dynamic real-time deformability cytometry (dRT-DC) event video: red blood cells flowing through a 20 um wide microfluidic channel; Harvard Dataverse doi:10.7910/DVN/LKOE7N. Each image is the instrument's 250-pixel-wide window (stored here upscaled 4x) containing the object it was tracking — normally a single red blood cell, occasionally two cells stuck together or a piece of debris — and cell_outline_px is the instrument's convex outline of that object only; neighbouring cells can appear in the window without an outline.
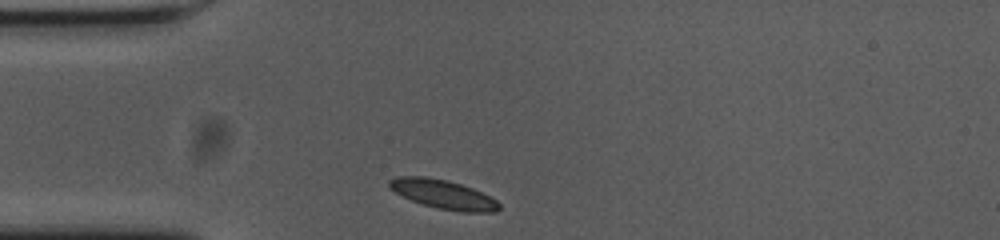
{"species": "common noctule bat (a hibernating species)", "species_latin": "Nyctalus noctula", "temperature_condition": "cold", "stored_images_in_passage": 31, "camera_frame_rate_fps": 3000, "um_per_image_px": 0.085, "animal": {"sex": "female", "body_mass_g": 23.0, "forearm_length_mm": 53.4}, "frame": {"image": 1, "passage_image": 1, "time_ms": 0.0, "image_size_px": [1000, 240], "cell_outline_px": [[500, 208], [496, 212], [464, 212], [436, 208], [412, 200], [388, 188], [388, 180], [396, 176], [424, 176], [448, 180], [472, 188], [496, 200], [500, 204]], "centroid_in_image_um": [37.65, 16.51], "position_along_channel_um": 47.3, "area_um2": 18.44}}
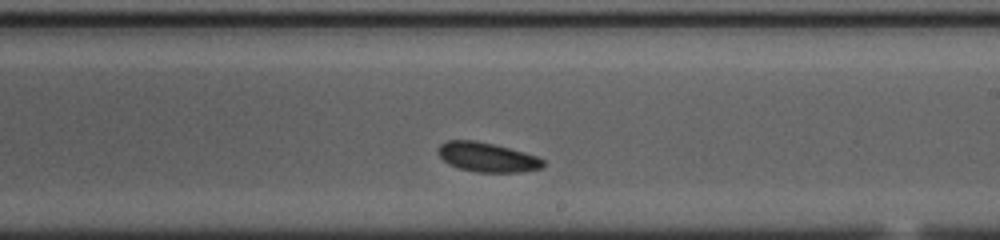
{"frame": {"image": 2, "passage_image": 19, "time_ms": 6.0, "image_size_px": [1000, 240], "cell_outline_px": [[544, 164], [540, 168], [516, 172], [476, 172], [460, 168], [448, 164], [436, 152], [436, 148], [440, 144], [448, 140], [476, 140], [524, 152], [536, 156], [544, 160]], "centroid_in_image_um": [41.35, 13.35], "position_along_channel_um": 247.7, "area_um2": 17.86}}
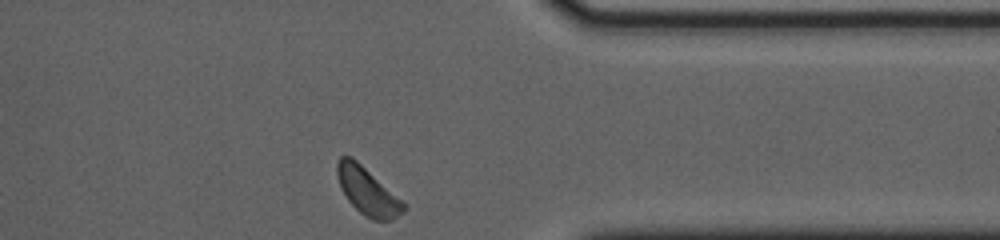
{"frame": {"image": 3, "passage_image": 31, "time_ms": 10.0, "image_size_px": [1000, 240], "cell_outline_px": [[408, 208], [404, 212], [392, 220], [372, 220], [364, 216], [348, 200], [340, 188], [336, 176], [336, 164], [340, 156], [352, 156], [408, 204]], "centroid_in_image_um": [31.26, 16.25], "position_along_channel_um": 380.1, "area_um2": 18.73}, "authors_computed_cell_mechanics": {"area_um2": 17.8602, "velocity_mm_per_s": 3.5827, "shape_relaxation_time_tau1_ms": 2.9145, "shape_relaxation_time_tau2_ms": null, "deformation_change_tau1": 0.0995, "deformation_change_tau2": null}}